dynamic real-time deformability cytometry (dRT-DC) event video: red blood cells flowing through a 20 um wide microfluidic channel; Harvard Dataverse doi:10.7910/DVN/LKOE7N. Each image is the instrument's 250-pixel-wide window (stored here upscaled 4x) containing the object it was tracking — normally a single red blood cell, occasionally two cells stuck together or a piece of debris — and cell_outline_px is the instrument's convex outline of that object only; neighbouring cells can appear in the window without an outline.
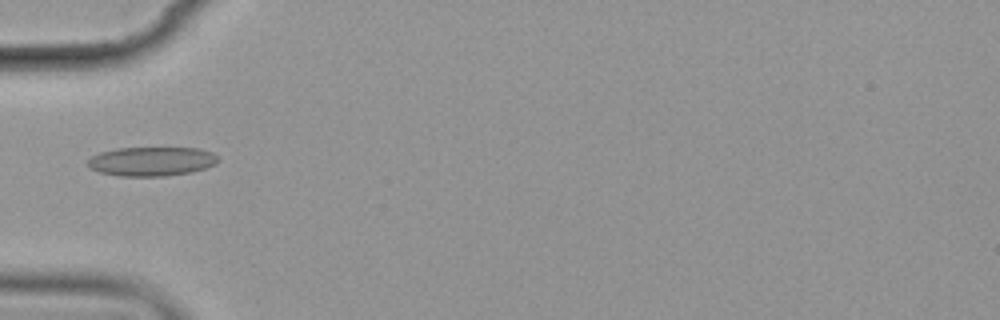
{"species": "common noctule bat (a hibernating species)", "species_latin": "Nyctalus noctula", "temperature_condition": "cold", "stored_images_in_passage": 14, "camera_frame_rate_fps": 3000, "um_per_image_px": 0.085, "animal": {"sex": "female", "body_mass_g": 19.9}, "frame": {"image": 1, "passage_image": 4, "time_ms": 4.333, "image_size_px": [1000, 320], "cell_outline_px": [[220, 160], [216, 164], [192, 172], [164, 176], [120, 176], [100, 172], [88, 168], [88, 160], [92, 156], [100, 152], [116, 148], [200, 148], [212, 152]], "centroid_in_image_um": [12.89, 13.71], "position_along_channel_um": 72.1, "area_um2": 22.2}}
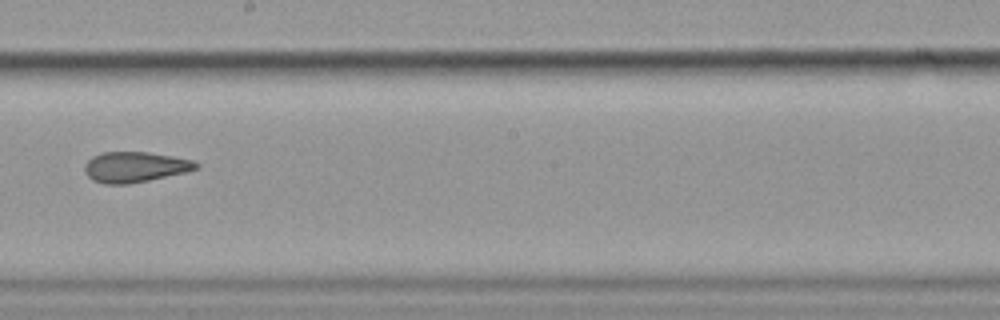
{"frame": {"image": 2, "passage_image": 8, "time_ms": 9.0, "image_size_px": [1000, 320], "cell_outline_px": [[200, 164], [196, 168], [188, 172], [128, 184], [104, 184], [92, 180], [84, 172], [84, 164], [92, 156], [100, 152], [148, 152], [172, 156], [192, 160]], "centroid_in_image_um": [11.44, 14.19], "position_along_channel_um": 236.8, "area_um2": 19.88}}
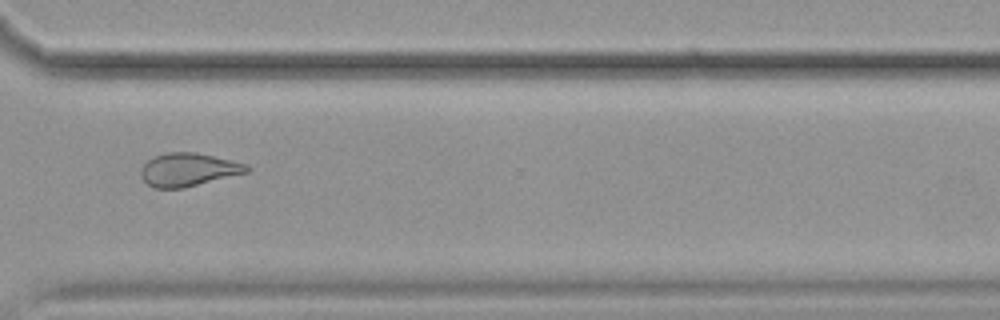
{"frame": {"image": 3, "passage_image": 11, "time_ms": 12.333, "image_size_px": [1000, 320], "cell_outline_px": [[252, 168], [248, 172], [184, 188], [152, 188], [140, 176], [140, 168], [152, 156], [168, 152], [196, 152], [248, 164]], "centroid_in_image_um": [16.0, 14.42], "position_along_channel_um": 354.6, "area_um2": 20.63}, "authors_computed_cell_mechanics": {"area_um2": 21.4727, "velocity_mm_per_s": 3.537, "shape_relaxation_time_tau1_ms": null, "shape_relaxation_time_tau2_ms": 1.5175, "deformation_change_tau1": null, "deformation_change_tau2": 0.0726}}